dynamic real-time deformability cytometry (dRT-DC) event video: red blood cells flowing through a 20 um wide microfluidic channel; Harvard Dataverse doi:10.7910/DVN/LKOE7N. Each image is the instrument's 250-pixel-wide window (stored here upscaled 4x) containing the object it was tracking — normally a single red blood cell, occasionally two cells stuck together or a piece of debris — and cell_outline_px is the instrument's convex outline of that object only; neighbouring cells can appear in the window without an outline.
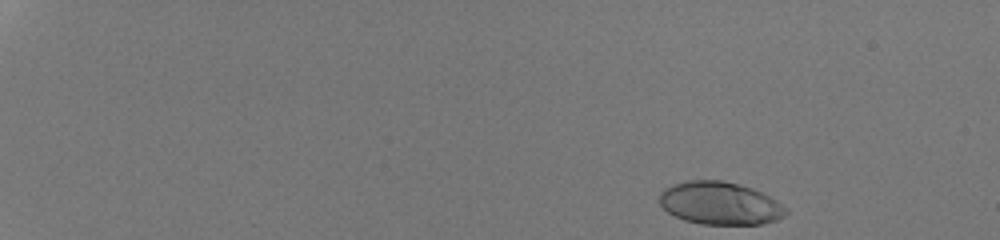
{"species": "human", "species_latin": "Homo sapiens", "temperature_condition": "room temperature", "stored_images_in_passage": 42, "camera_frame_rate_fps": 3000, "um_per_image_px": 0.085, "donor": {"sex": "male"}, "frame": {"image": 1, "passage_image": 1, "time_ms": 0.0, "image_size_px": [1000, 240], "cell_outline_px": [[788, 212], [784, 216], [776, 220], [764, 224], [700, 224], [684, 220], [668, 212], [660, 204], [660, 192], [664, 188], [672, 184], [688, 180], [720, 180], [752, 188], [776, 200]], "centroid_in_image_um": [61.17, 17.28], "position_along_channel_um": 23.8, "area_um2": 31.33}}
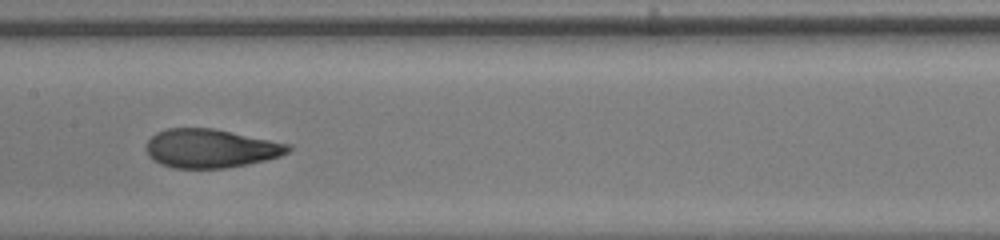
{"frame": {"image": 2, "passage_image": 25, "time_ms": 8.0, "image_size_px": [1000, 240], "cell_outline_px": [[292, 148], [288, 152], [280, 156], [264, 160], [228, 168], [172, 168], [160, 164], [152, 160], [148, 156], [144, 148], [148, 140], [156, 132], [168, 128], [212, 128], [292, 144]], "centroid_in_image_um": [17.87, 12.62], "position_along_channel_um": 189.5, "area_um2": 32.25}}
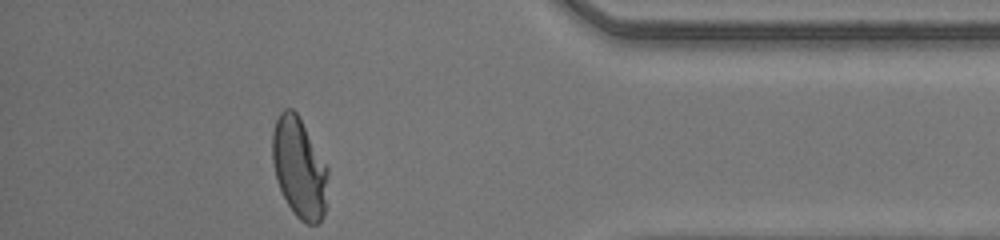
{"frame": {"image": 3, "passage_image": 42, "time_ms": 13.667, "image_size_px": [1000, 240], "cell_outline_px": [[328, 172], [324, 212], [320, 220], [316, 224], [308, 224], [300, 220], [292, 212], [276, 180], [272, 164], [272, 132], [276, 120], [280, 112], [284, 108], [292, 108], [296, 112], [328, 168]], "centroid_in_image_um": [25.4, 14.26], "position_along_channel_um": 409.8, "area_um2": 32.14}, "authors_computed_cell_mechanics": {"area_um2": 32.1368, "velocity_mm_per_s": 4.2601, "shape_relaxation_time_tau1_ms": 5.3511, "shape_relaxation_time_tau2_ms": null, "deformation_change_tau1": 0.2313, "deformation_change_tau2": null}}